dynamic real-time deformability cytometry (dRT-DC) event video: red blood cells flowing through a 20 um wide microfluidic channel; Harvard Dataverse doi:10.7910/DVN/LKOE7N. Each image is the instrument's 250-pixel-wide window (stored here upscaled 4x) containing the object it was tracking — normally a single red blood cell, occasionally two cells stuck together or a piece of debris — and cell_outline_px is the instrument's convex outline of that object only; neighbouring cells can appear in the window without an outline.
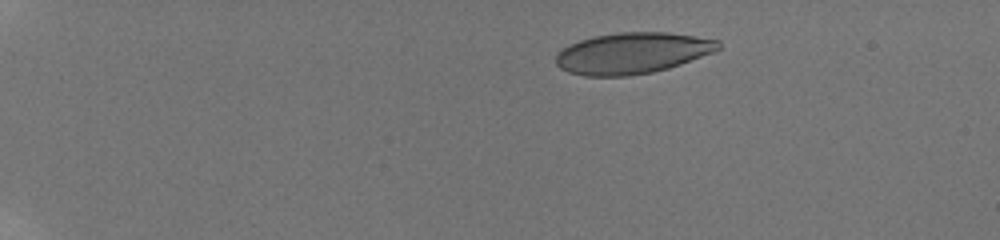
{"species": "human", "species_latin": "Homo sapiens", "temperature_condition": "room temperature", "stored_images_in_passage": 14, "camera_frame_rate_fps": 3000, "um_per_image_px": 0.085, "donor": {"sex": "male"}, "frame": {"image": 1, "passage_image": 1, "time_ms": 0.0, "image_size_px": [1000, 240], "cell_outline_px": [[704, 52], [696, 56], [676, 64], [644, 72], [616, 72], [564, 52], [568, 48], [576, 44], [588, 40], [604, 36], [684, 36], [704, 40]], "centroid_in_image_um": [54.17, 4.41], "position_along_channel_um": 30.8, "area_um2": 26.93}}